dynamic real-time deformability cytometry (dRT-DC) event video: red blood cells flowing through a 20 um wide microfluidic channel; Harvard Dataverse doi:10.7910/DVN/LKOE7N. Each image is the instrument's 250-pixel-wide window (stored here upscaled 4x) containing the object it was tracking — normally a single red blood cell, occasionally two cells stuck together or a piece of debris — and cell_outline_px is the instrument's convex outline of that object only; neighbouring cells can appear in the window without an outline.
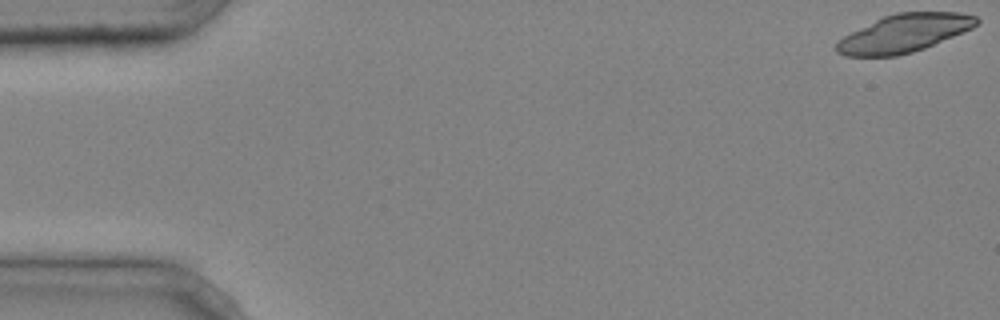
{"species": "common noctule bat (a hibernating species)", "species_latin": "Nyctalus noctula", "temperature_condition": "cold", "stored_images_in_passage": 4, "camera_frame_rate_fps": 3000, "um_per_image_px": 0.085, "animal": {"sex": "male", "body_mass_g": 20.4}, "frame": {"image": 1, "passage_image": 1, "time_ms": 0.0, "image_size_px": [1000, 320], "cell_outline_px": [[980, 20], [972, 28], [924, 48], [912, 52], [896, 56], [844, 56], [836, 52], [836, 44], [844, 36], [884, 16], [896, 12], [960, 12], [976, 16]], "centroid_in_image_um": [76.86, 2.83], "position_along_channel_um": 8.1, "area_um2": 30.58}}